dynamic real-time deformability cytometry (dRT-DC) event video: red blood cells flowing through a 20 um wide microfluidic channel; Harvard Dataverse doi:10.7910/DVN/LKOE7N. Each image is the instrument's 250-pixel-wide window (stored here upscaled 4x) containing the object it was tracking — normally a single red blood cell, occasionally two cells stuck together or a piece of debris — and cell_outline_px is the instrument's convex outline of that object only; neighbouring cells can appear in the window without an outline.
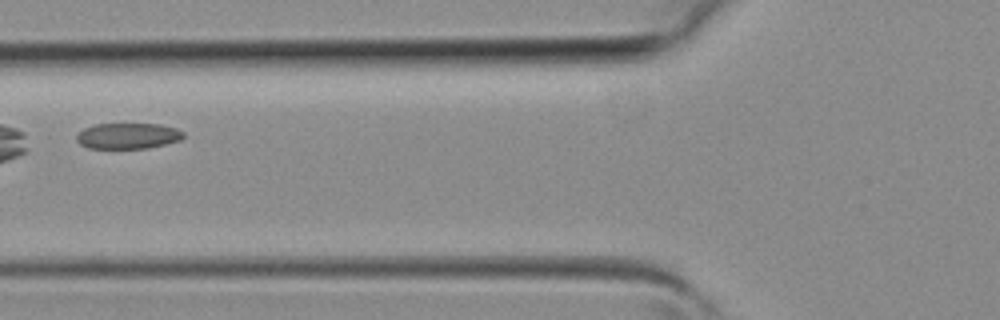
{"species": "common noctule bat (a hibernating species)", "species_latin": "Nyctalus noctula", "temperature_condition": "room temperature", "stored_images_in_passage": 5, "camera_frame_rate_fps": 3000, "um_per_image_px": 0.085, "animal": {"sex": "female", "body_mass_g": 19.3, "forearm_length_mm": 54.1}, "frame": {"image": 1, "passage_image": 5, "time_ms": 1.333, "image_size_px": [1000, 320], "cell_outline_px": [[184, 136], [180, 140], [148, 148], [88, 148], [80, 144], [76, 140], [76, 136], [84, 128], [96, 124], [160, 124], [176, 128], [184, 132]], "centroid_in_image_um": [10.87, 11.55], "position_along_channel_um": 114.9, "area_um2": 16.01}}